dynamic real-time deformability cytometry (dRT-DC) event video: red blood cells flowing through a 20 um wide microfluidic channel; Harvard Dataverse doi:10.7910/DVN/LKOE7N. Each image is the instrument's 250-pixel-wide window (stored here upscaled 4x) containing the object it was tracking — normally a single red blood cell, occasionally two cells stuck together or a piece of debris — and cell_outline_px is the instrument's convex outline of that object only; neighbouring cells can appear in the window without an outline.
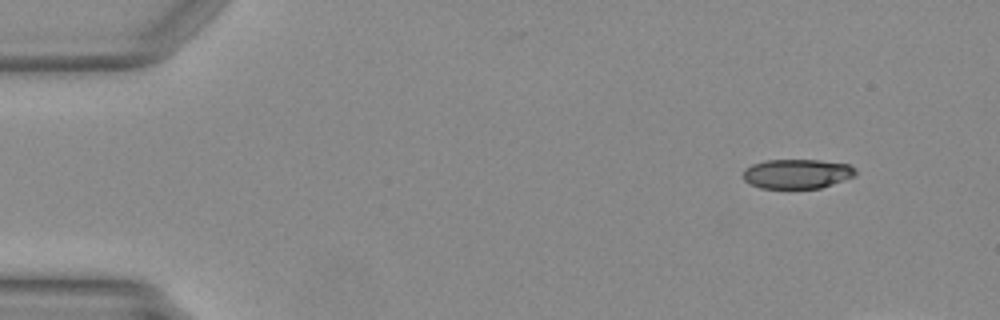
{"species": "Egyptian fruit bat (a non-hibernating species)", "species_latin": "Rousettus aegyptiacus", "temperature_condition": "warm", "stored_images_in_passage": 11, "camera_frame_rate_fps": 3000, "um_per_image_px": 0.085, "animal": {"sex": "female"}, "frame": {"image": 1, "passage_image": 1, "time_ms": 0.0, "image_size_px": [1000, 320], "cell_outline_px": [[856, 176], [820, 188], [760, 188], [744, 180], [744, 168], [752, 164], [764, 160], [820, 160], [848, 164], [856, 168]], "centroid_in_image_um": [67.77, 14.76], "position_along_channel_um": 17.2, "area_um2": 19.36}}